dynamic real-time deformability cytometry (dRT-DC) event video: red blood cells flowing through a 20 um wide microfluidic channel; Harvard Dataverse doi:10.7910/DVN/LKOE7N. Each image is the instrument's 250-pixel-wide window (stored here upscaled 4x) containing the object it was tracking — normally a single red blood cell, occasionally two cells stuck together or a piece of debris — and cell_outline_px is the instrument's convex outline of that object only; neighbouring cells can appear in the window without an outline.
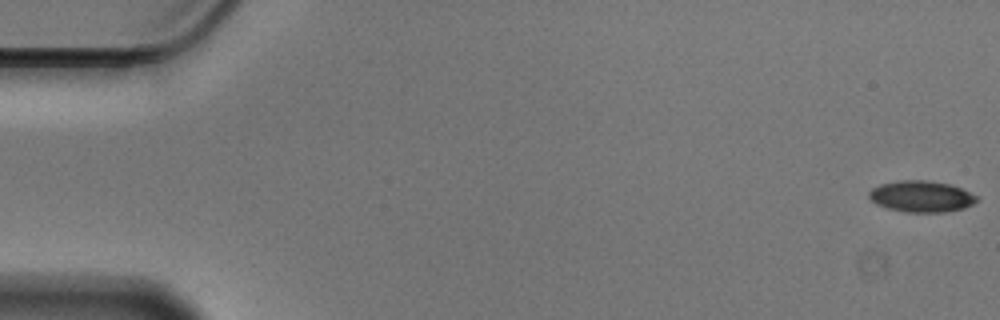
{"species": "Egyptian fruit bat (a non-hibernating species)", "species_latin": "Rousettus aegyptiacus", "temperature_condition": "cold", "stored_images_in_passage": 57, "camera_frame_rate_fps": 3000, "um_per_image_px": 0.085, "animal": {"sex": "male"}, "frame": {"image": 1, "passage_image": 1, "time_ms": 0.0, "image_size_px": [1000, 320], "cell_outline_px": [[976, 200], [972, 204], [964, 208], [944, 212], [908, 212], [888, 208], [876, 204], [868, 196], [868, 192], [872, 188], [880, 184], [900, 180], [928, 180], [948, 184], [960, 188], [976, 196]], "centroid_in_image_um": [78.27, 16.69], "position_along_channel_um": 6.7, "area_um2": 19.42}}
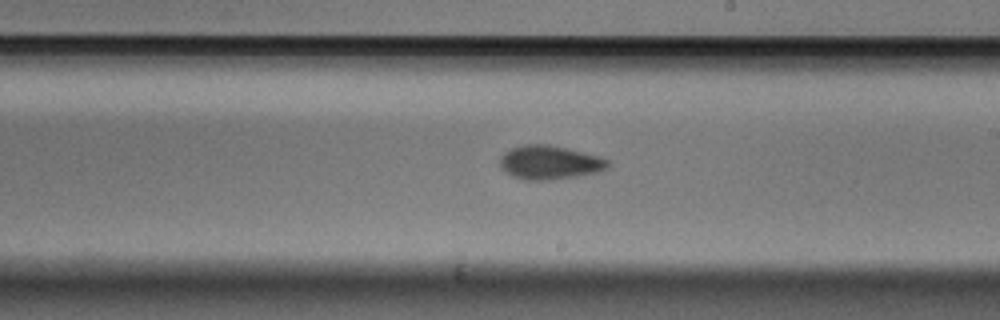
{"frame": {"image": 2, "passage_image": 33, "time_ms": 10.667, "image_size_px": [1000, 320], "cell_outline_px": [[612, 164], [608, 168], [600, 172], [552, 180], [524, 180], [512, 176], [500, 168], [500, 156], [504, 152], [512, 148], [524, 144], [548, 144], [600, 156], [608, 160]], "centroid_in_image_um": [46.73, 13.81], "position_along_channel_um": 242.3, "area_um2": 21.5}}
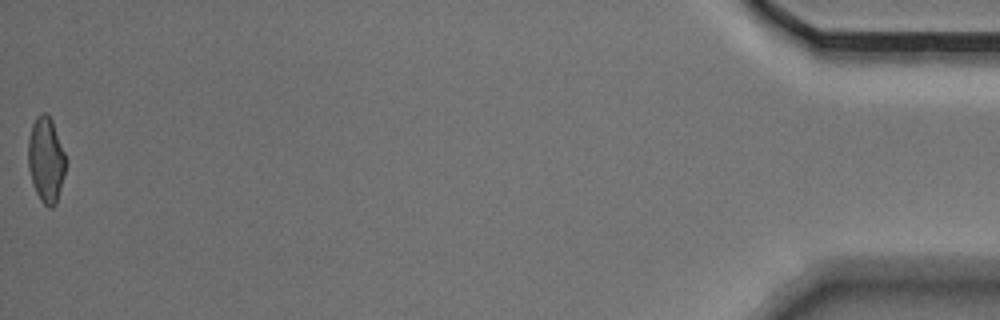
{"frame": {"image": 3, "passage_image": 57, "time_ms": 18.667, "image_size_px": [1000, 320], "cell_outline_px": [[68, 160], [64, 176], [56, 204], [52, 208], [48, 208], [40, 200], [32, 184], [28, 168], [28, 140], [32, 124], [36, 116], [40, 112], [44, 112], [52, 120]], "centroid_in_image_um": [3.92, 13.59], "position_along_channel_um": 431.3, "area_um2": 19.07}, "authors_computed_cell_mechanics": {"area_um2": 20.0566, "velocity_mm_per_s": 3.5621, "shape_relaxation_time_tau1_ms": 5.3434, "shape_relaxation_time_tau2_ms": 4.5939, "deformation_change_tau1": 0.1255, "deformation_change_tau2": 0.1117}}